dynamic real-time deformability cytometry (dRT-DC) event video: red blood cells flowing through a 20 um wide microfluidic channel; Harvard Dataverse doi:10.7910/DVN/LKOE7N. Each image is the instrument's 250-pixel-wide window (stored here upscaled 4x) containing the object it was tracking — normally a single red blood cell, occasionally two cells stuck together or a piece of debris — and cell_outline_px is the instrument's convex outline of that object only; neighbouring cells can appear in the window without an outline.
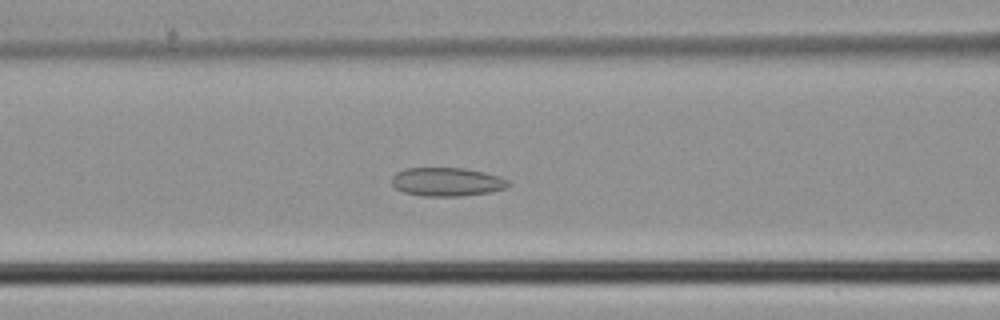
{"species": "common noctule bat (a hibernating species)", "species_latin": "Nyctalus noctula", "temperature_condition": "cold", "stored_images_in_passage": 44, "camera_frame_rate_fps": 3000, "um_per_image_px": 0.085, "animal": {"sex": "male", "body_mass_g": 21.5, "forearm_length_mm": 52.0}, "frame": {"image": 1, "passage_image": 17, "time_ms": 5.333, "image_size_px": [1000, 320], "cell_outline_px": [[512, 184], [508, 188], [492, 192], [460, 196], [420, 196], [404, 192], [396, 188], [392, 184], [392, 176], [396, 172], [408, 168], [464, 168], [484, 172], [500, 176], [508, 180]], "centroid_in_image_um": [38.03, 15.46], "position_along_channel_um": 128.6, "area_um2": 19.65}}
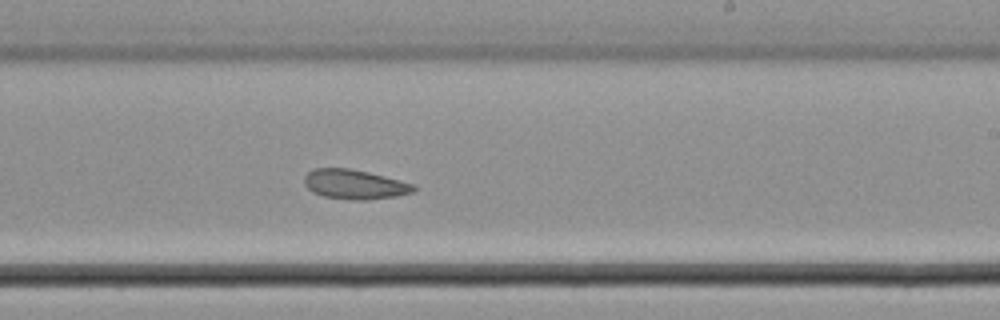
{"frame": {"image": 2, "passage_image": 26, "time_ms": 8.333, "image_size_px": [1000, 320], "cell_outline_px": [[416, 188], [412, 192], [396, 196], [368, 200], [352, 200], [324, 196], [312, 192], [304, 184], [304, 176], [312, 168], [348, 168], [368, 172], [416, 184]], "centroid_in_image_um": [30.13, 15.67], "position_along_channel_um": 258.9, "area_um2": 18.9}}
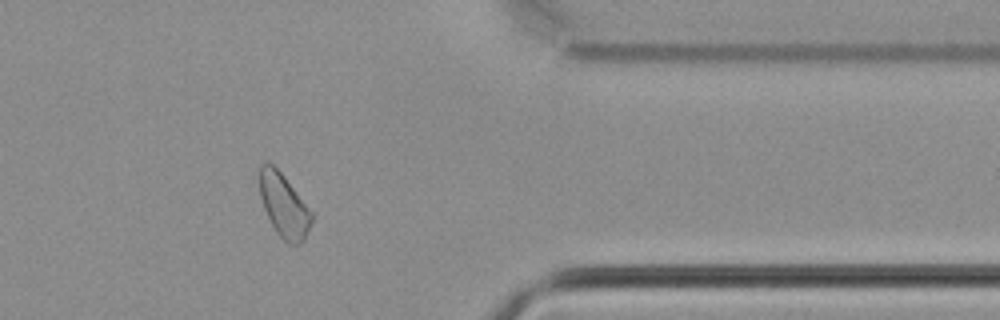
{"frame": {"image": 3, "passage_image": 36, "time_ms": 11.667, "image_size_px": [1000, 320], "cell_outline_px": [[312, 220], [304, 240], [300, 244], [288, 244], [276, 232], [264, 208], [260, 196], [260, 164], [272, 164], [284, 176], [312, 212]], "centroid_in_image_um": [24.14, 17.49], "position_along_channel_um": 387.3, "area_um2": 18.79}}